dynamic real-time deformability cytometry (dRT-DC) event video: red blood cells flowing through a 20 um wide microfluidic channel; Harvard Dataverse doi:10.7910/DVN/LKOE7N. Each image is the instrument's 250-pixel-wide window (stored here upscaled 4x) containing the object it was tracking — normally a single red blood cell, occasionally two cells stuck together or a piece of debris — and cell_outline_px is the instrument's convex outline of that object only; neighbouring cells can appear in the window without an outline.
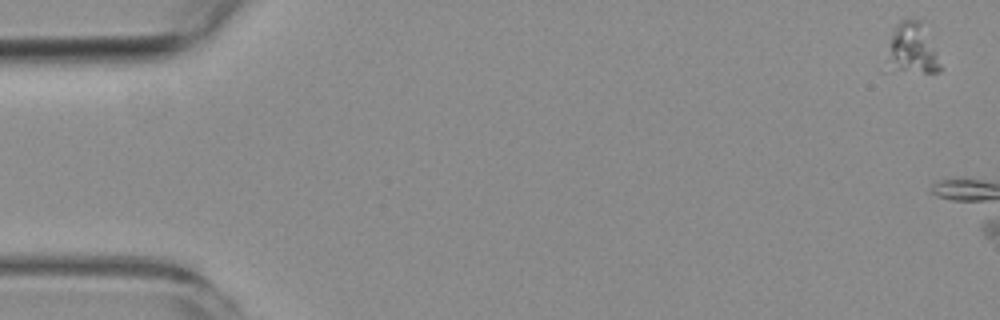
{"species": "common noctule bat (a hibernating species)", "species_latin": "Nyctalus noctula", "temperature_condition": "room temperature", "stored_images_in_passage": 2, "camera_frame_rate_fps": 3000, "um_per_image_px": 0.085, "animal": {"sex": "female", "body_mass_g": 19.3, "forearm_length_mm": 54.1}, "frame": {"image": 1, "passage_image": 1, "time_ms": 0.0, "image_size_px": [1000, 320], "cell_outline_px": [[940, 72], [924, 72], [900, 68], [892, 56], [892, 36], [896, 24], [900, 20], [920, 20], [936, 52], [940, 64]], "centroid_in_image_um": [77.68, 4.05], "position_along_channel_um": 7.3, "area_um2": 13.81}}